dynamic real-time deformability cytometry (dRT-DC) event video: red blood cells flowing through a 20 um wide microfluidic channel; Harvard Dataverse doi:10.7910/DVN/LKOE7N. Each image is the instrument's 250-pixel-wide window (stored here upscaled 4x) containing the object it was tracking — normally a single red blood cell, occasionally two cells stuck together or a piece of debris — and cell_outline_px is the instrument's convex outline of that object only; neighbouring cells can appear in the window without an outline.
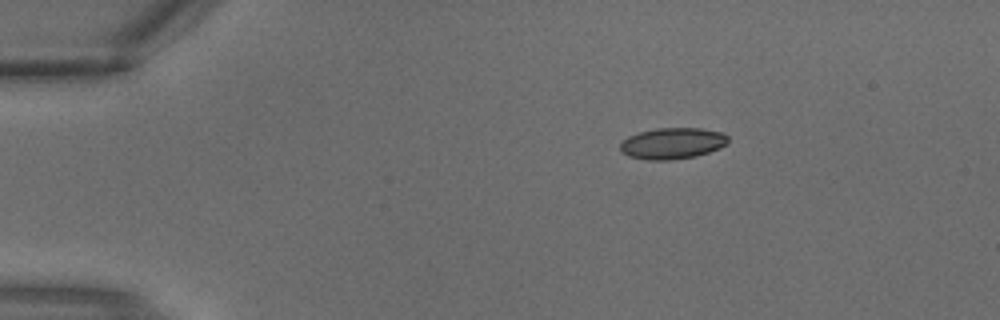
{"species": "common noctule bat (a hibernating species)", "species_latin": "Nyctalus noctula", "temperature_condition": "warm", "stored_images_in_passage": 2, "camera_frame_rate_fps": 3000, "um_per_image_px": 0.085, "animal": {"sex": "male", "body_mass_g": 18.8}, "frame": {"image": 1, "passage_image": 1, "time_ms": 0.0, "image_size_px": [1000, 320], "cell_outline_px": [[728, 140], [720, 148], [696, 156], [668, 160], [648, 160], [628, 156], [620, 152], [620, 144], [628, 136], [640, 132], [656, 128], [700, 128], [724, 132], [728, 136]], "centroid_in_image_um": [57.14, 12.18], "position_along_channel_um": 27.9, "area_um2": 19.65}}